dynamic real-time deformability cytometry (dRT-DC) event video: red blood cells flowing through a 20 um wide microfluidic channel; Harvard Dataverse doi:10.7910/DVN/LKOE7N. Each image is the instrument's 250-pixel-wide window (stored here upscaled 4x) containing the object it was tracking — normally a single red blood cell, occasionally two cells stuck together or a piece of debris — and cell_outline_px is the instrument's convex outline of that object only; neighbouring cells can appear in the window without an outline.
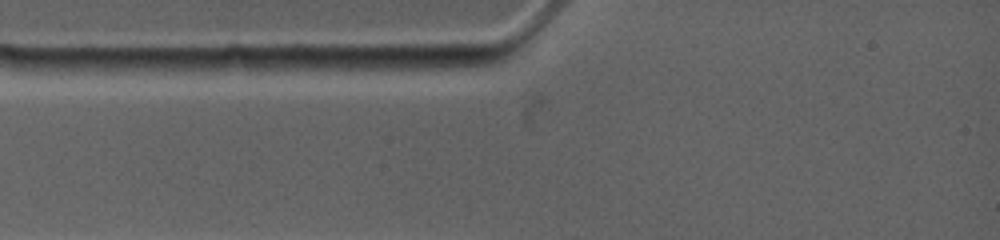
{"species": "common noctule bat (a hibernating species)", "species_latin": "Nyctalus noctula", "temperature_condition": "warm", "stored_images_in_passage": 2, "camera_frame_rate_fps": 4500, "um_per_image_px": 0.085, "animal": {"sex": "female", "body_mass_g": 19.0, "forearm_length_mm": 53.3}, "frame": {"image": 1, "passage_image": 1, "time_ms": 0.0, "image_size_px": [1000, 240], "cell_outline_px": [[504, 60], [492, 64], [436, 72], [364, 68], [364, 64], [372, 56], [488, 56]], "centroid_in_image_um": [36.4, 5.33], "position_along_channel_um": 48.6, "area_um2": 12.2}}